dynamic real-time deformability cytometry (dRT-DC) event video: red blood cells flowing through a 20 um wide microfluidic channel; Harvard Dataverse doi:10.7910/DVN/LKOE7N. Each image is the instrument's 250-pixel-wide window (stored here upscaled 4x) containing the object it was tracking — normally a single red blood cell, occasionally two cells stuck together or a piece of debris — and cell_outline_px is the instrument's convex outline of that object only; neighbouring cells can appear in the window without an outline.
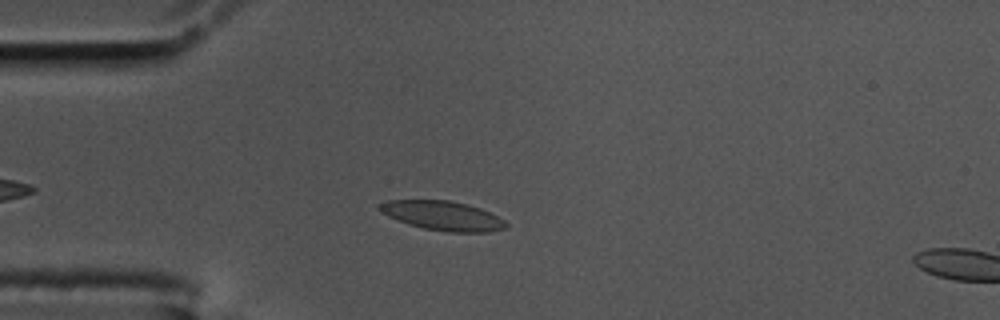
{"species": "common noctule bat (a hibernating species)", "species_latin": "Nyctalus noctula", "temperature_condition": "cold", "stored_images_in_passage": 4, "camera_frame_rate_fps": 3000, "um_per_image_px": 0.085, "animal": {"sex": "male", "body_mass_g": 17.5, "forearm_length_mm": 52.3}, "frame": {"image": 1, "passage_image": 1, "time_ms": 0.0, "image_size_px": [1000, 320], "cell_outline_px": [[508, 224], [504, 228], [488, 232], [448, 232], [424, 228], [408, 224], [388, 216], [380, 212], [376, 208], [376, 204], [388, 200], [448, 200], [468, 204], [480, 208], [504, 220]], "centroid_in_image_um": [37.57, 18.32], "position_along_channel_um": 47.4, "area_um2": 21.62}}